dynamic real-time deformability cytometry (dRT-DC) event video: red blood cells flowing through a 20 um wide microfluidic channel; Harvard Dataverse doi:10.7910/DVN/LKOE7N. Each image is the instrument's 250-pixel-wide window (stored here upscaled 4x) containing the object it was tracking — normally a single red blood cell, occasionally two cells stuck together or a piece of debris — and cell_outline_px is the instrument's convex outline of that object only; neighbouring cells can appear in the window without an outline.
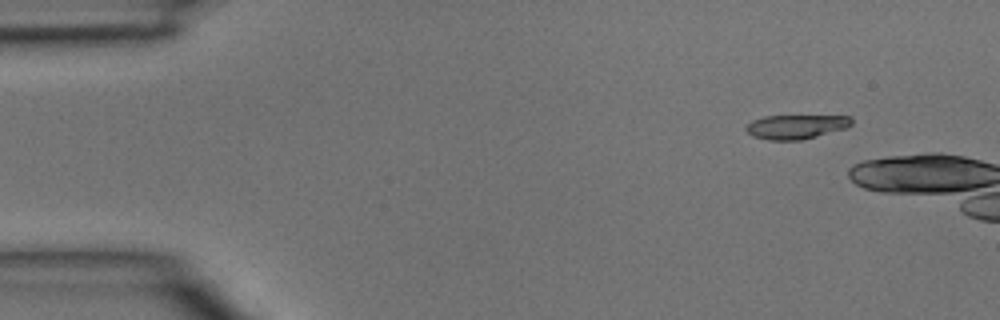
{"species": "common noctule bat (a hibernating species)", "species_latin": "Nyctalus noctula", "temperature_condition": "room temperature", "stored_images_in_passage": 2, "camera_frame_rate_fps": 3000, "um_per_image_px": 0.085, "animal": {"sex": "male", "body_mass_g": 15.6}, "frame": {"image": 1, "passage_image": 1, "time_ms": 0.0, "image_size_px": [1000, 320], "cell_outline_px": [[852, 124], [848, 128], [800, 140], [768, 140], [752, 136], [744, 128], [752, 120], [764, 116], [852, 116]], "centroid_in_image_um": [67.67, 10.77], "position_along_channel_um": 17.3, "area_um2": 14.91}}